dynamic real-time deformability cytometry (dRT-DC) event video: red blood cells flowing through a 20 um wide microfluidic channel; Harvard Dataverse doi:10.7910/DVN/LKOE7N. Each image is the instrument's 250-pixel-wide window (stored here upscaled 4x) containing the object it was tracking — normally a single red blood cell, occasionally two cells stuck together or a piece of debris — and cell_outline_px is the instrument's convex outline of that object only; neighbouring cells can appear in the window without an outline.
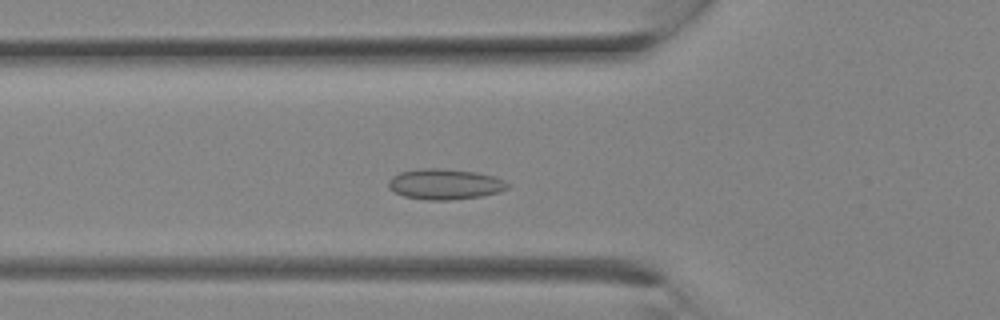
{"species": "Egyptian fruit bat (a non-hibernating species)", "species_latin": "Rousettus aegyptiacus", "temperature_condition": "room temperature", "stored_images_in_passage": 16, "camera_frame_rate_fps": 3000, "um_per_image_px": 0.085, "animal": {"sex": "female"}, "frame": {"image": 1, "passage_image": 7, "time_ms": 2.0, "image_size_px": [1000, 320], "cell_outline_px": [[508, 188], [500, 192], [480, 196], [448, 200], [428, 200], [404, 196], [388, 188], [388, 180], [392, 176], [400, 172], [424, 168], [436, 168], [476, 172], [492, 176], [504, 180], [508, 184]], "centroid_in_image_um": [37.8, 15.65], "position_along_channel_um": 88.0, "area_um2": 21.04}}
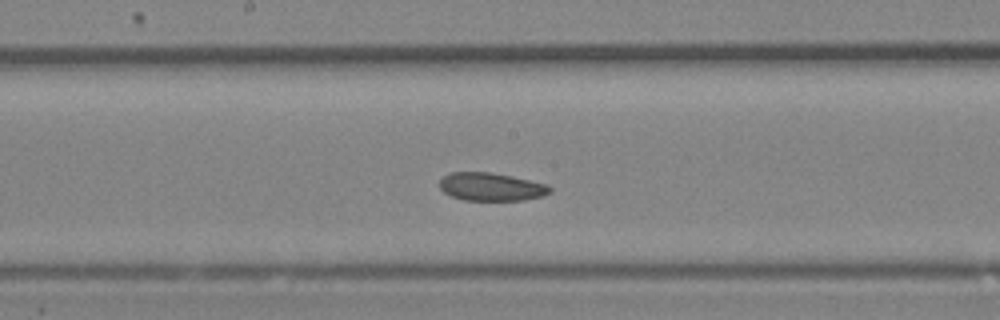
{"frame": {"image": 2, "passage_image": 12, "time_ms": 3.667, "image_size_px": [1000, 320], "cell_outline_px": [[552, 192], [544, 196], [524, 200], [464, 200], [452, 196], [444, 192], [440, 188], [440, 180], [444, 176], [452, 172], [488, 172], [512, 176], [548, 184], [552, 188]], "centroid_in_image_um": [41.8, 15.88], "position_along_channel_um": 206.4, "area_um2": 18.09}}
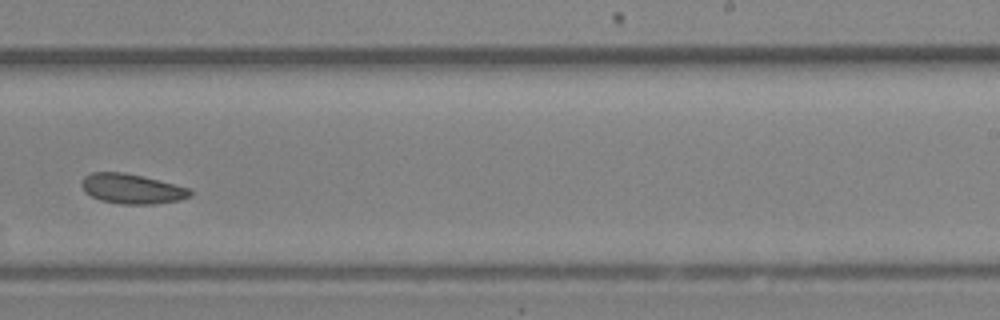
{"frame": {"image": 3, "passage_image": 15, "time_ms": 4.667, "image_size_px": [1000, 320], "cell_outline_px": [[192, 196], [180, 200], [156, 204], [124, 204], [100, 200], [84, 192], [80, 184], [84, 176], [92, 172], [124, 172], [188, 188], [192, 192]], "centroid_in_image_um": [11.17, 16.05], "position_along_channel_um": 277.8, "area_um2": 18.73}}